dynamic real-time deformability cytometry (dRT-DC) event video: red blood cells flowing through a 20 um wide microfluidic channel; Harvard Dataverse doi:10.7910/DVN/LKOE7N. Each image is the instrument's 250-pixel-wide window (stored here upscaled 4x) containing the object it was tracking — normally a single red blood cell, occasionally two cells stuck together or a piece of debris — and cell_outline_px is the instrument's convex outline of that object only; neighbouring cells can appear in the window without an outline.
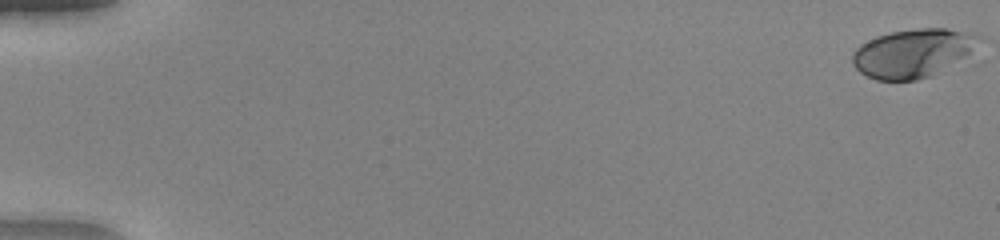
{"species": "human", "species_latin": "Homo sapiens", "temperature_condition": "warm", "stored_images_in_passage": 48, "camera_frame_rate_fps": 3000, "um_per_image_px": 0.085, "donor": {"sex": "female"}, "frame": {"image": 1, "passage_image": 1, "time_ms": 0.0, "image_size_px": [1000, 240], "cell_outline_px": [[968, 52], [928, 76], [916, 80], [876, 80], [860, 72], [856, 68], [852, 60], [852, 56], [864, 44], [880, 36], [892, 32], [920, 28], [944, 28], [956, 32], [968, 48]], "centroid_in_image_um": [77.27, 4.58], "position_along_channel_um": 7.7, "area_um2": 32.14}}
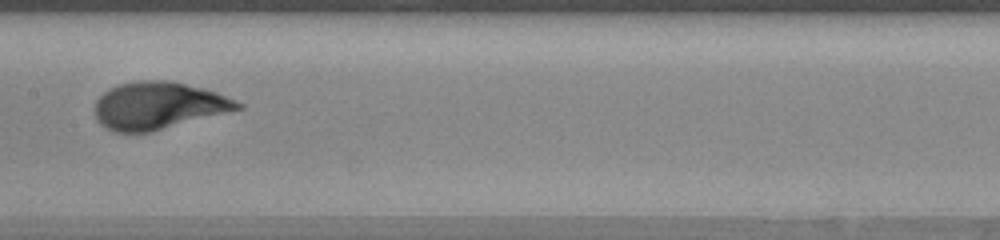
{"frame": {"image": 2, "passage_image": 29, "time_ms": 9.333, "image_size_px": [1000, 240], "cell_outline_px": [[244, 108], [152, 132], [112, 132], [96, 116], [96, 100], [104, 92], [120, 84], [136, 80], [172, 80], [216, 92], [244, 104]], "centroid_in_image_um": [13.5, 8.97], "position_along_channel_um": 193.9, "area_um2": 39.07}}
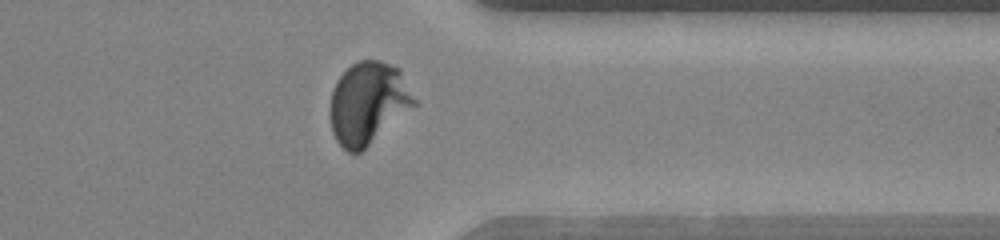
{"frame": {"image": 3, "passage_image": 43, "time_ms": 14.0, "image_size_px": [1000, 240], "cell_outline_px": [[416, 104], [360, 152], [348, 152], [336, 140], [332, 132], [328, 112], [332, 88], [336, 80], [352, 64], [360, 60], [380, 60], [400, 68], [416, 100]], "centroid_in_image_um": [31.25, 8.73], "position_along_channel_um": 380.1, "area_um2": 40.23}}